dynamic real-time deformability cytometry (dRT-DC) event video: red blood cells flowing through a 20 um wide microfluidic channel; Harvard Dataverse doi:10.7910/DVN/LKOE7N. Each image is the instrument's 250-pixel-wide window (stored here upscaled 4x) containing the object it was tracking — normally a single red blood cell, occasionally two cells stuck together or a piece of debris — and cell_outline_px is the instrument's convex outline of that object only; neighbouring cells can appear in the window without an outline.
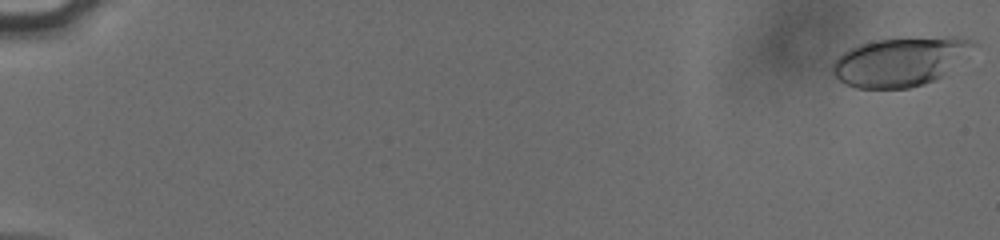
{"species": "human", "species_latin": "Homo sapiens", "temperature_condition": "cold", "stored_images_in_passage": 17, "camera_frame_rate_fps": 3000, "um_per_image_px": 0.085, "donor": {"sex": "male"}, "frame": {"image": 1, "passage_image": 1, "time_ms": 0.0, "image_size_px": [1000, 240], "cell_outline_px": [[976, 40], [936, 80], [924, 84], [908, 88], [856, 88], [844, 84], [832, 72], [832, 64], [844, 52], [860, 44], [880, 40], [948, 36], [956, 36]], "centroid_in_image_um": [76.41, 5.25], "position_along_channel_um": 8.6, "area_um2": 38.78}}